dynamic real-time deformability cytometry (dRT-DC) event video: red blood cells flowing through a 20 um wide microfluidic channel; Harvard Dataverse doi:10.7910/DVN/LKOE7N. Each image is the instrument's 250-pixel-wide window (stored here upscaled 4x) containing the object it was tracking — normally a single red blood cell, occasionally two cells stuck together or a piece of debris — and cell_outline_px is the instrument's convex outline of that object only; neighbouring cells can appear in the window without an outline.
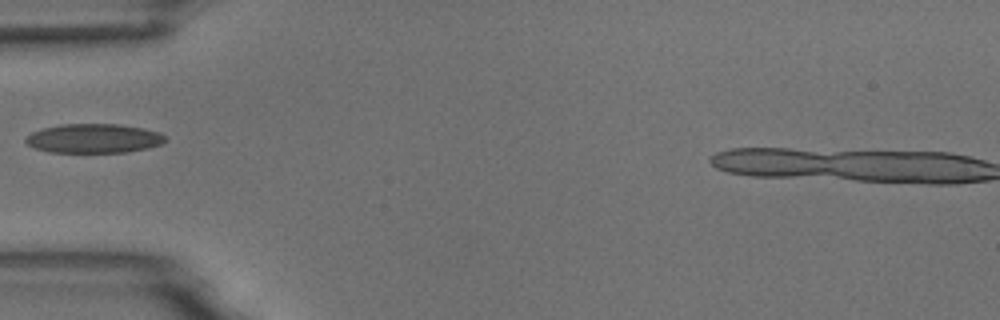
{"species": "common noctule bat (a hibernating species)", "species_latin": "Nyctalus noctula", "temperature_condition": "room temperature", "stored_images_in_passage": 6, "camera_frame_rate_fps": 3000, "um_per_image_px": 0.085, "animal": {"sex": "male", "body_mass_g": 18.8}, "frame": {"image": 1, "passage_image": 6, "time_ms": 5.667, "image_size_px": [1000, 320], "cell_outline_px": [[164, 140], [160, 144], [148, 148], [128, 152], [48, 152], [36, 148], [28, 144], [24, 140], [32, 132], [44, 128], [60, 124], [120, 124], [144, 128], [160, 132], [164, 136]], "centroid_in_image_um": [7.98, 11.76], "position_along_channel_um": 77.0, "area_um2": 23.64}}